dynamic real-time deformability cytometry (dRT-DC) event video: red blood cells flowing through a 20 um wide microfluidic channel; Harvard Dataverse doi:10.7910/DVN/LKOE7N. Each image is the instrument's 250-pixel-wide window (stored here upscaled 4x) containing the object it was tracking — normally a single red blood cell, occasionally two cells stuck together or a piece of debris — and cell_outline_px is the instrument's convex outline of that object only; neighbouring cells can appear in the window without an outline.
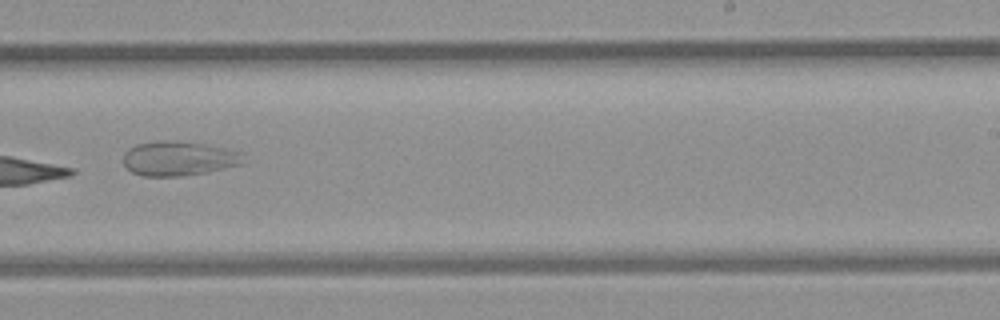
{"species": "common noctule bat (a hibernating species)", "species_latin": "Nyctalus noctula", "temperature_condition": "room temperature", "stored_images_in_passage": 13, "camera_frame_rate_fps": 3000, "um_per_image_px": 0.085, "animal": {"sex": "female", "body_mass_g": 21.9}, "frame": {"image": 1, "passage_image": 8, "time_ms": 9.0, "image_size_px": [1000, 320], "cell_outline_px": [[240, 164], [224, 168], [204, 172], [180, 176], [140, 176], [132, 172], [124, 164], [124, 152], [128, 148], [136, 144], [156, 140], [176, 140], [204, 144], [224, 148], [240, 152]], "centroid_in_image_um": [15.08, 13.45], "position_along_channel_um": 273.9, "area_um2": 23.87}}
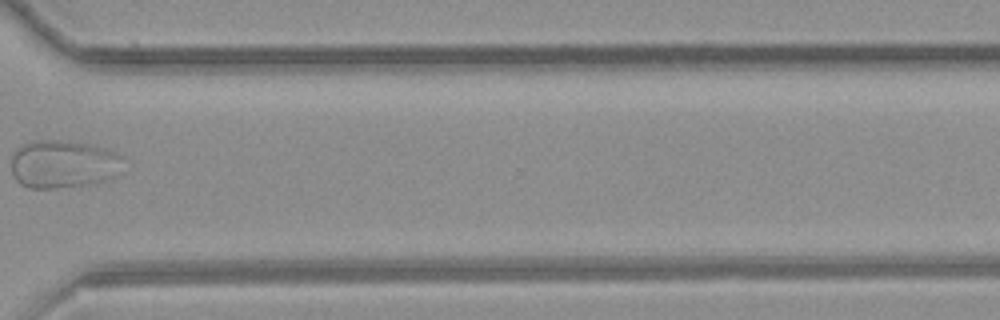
{"frame": {"image": 2, "passage_image": 10, "time_ms": 11.333, "image_size_px": [1000, 320], "cell_outline_px": [[124, 156], [112, 176], [104, 180], [92, 184], [56, 188], [28, 188], [20, 184], [16, 180], [12, 172], [12, 152], [20, 144], [36, 140], [72, 140], [92, 144], [116, 152]], "centroid_in_image_um": [5.31, 13.92], "position_along_channel_um": 365.3, "area_um2": 31.5}}